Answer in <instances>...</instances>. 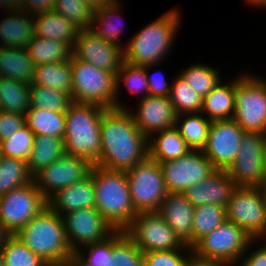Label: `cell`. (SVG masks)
<instances>
[{
    "label": "cell",
    "mask_w": 266,
    "mask_h": 266,
    "mask_svg": "<svg viewBox=\"0 0 266 266\" xmlns=\"http://www.w3.org/2000/svg\"><path fill=\"white\" fill-rule=\"evenodd\" d=\"M101 155L94 165L127 171L148 156V139L127 109H108L100 125Z\"/></svg>",
    "instance_id": "6da1fadb"
},
{
    "label": "cell",
    "mask_w": 266,
    "mask_h": 266,
    "mask_svg": "<svg viewBox=\"0 0 266 266\" xmlns=\"http://www.w3.org/2000/svg\"><path fill=\"white\" fill-rule=\"evenodd\" d=\"M91 173L96 210L115 230L125 231L138 213L131 201L126 171L93 165Z\"/></svg>",
    "instance_id": "7a4b0ae2"
},
{
    "label": "cell",
    "mask_w": 266,
    "mask_h": 266,
    "mask_svg": "<svg viewBox=\"0 0 266 266\" xmlns=\"http://www.w3.org/2000/svg\"><path fill=\"white\" fill-rule=\"evenodd\" d=\"M15 235L49 266H64L72 252L62 216L49 207Z\"/></svg>",
    "instance_id": "3957f363"
},
{
    "label": "cell",
    "mask_w": 266,
    "mask_h": 266,
    "mask_svg": "<svg viewBox=\"0 0 266 266\" xmlns=\"http://www.w3.org/2000/svg\"><path fill=\"white\" fill-rule=\"evenodd\" d=\"M179 9H171L141 29L124 45V61L135 65L163 62L180 27Z\"/></svg>",
    "instance_id": "277c9868"
},
{
    "label": "cell",
    "mask_w": 266,
    "mask_h": 266,
    "mask_svg": "<svg viewBox=\"0 0 266 266\" xmlns=\"http://www.w3.org/2000/svg\"><path fill=\"white\" fill-rule=\"evenodd\" d=\"M108 109L95 104L74 102L65 112V151L93 164L101 155L100 125Z\"/></svg>",
    "instance_id": "5b68a950"
},
{
    "label": "cell",
    "mask_w": 266,
    "mask_h": 266,
    "mask_svg": "<svg viewBox=\"0 0 266 266\" xmlns=\"http://www.w3.org/2000/svg\"><path fill=\"white\" fill-rule=\"evenodd\" d=\"M72 98L76 103L115 109L116 75L71 54Z\"/></svg>",
    "instance_id": "8992f818"
},
{
    "label": "cell",
    "mask_w": 266,
    "mask_h": 266,
    "mask_svg": "<svg viewBox=\"0 0 266 266\" xmlns=\"http://www.w3.org/2000/svg\"><path fill=\"white\" fill-rule=\"evenodd\" d=\"M258 78L237 76L233 119L244 131L266 134V79Z\"/></svg>",
    "instance_id": "52a82bcc"
},
{
    "label": "cell",
    "mask_w": 266,
    "mask_h": 266,
    "mask_svg": "<svg viewBox=\"0 0 266 266\" xmlns=\"http://www.w3.org/2000/svg\"><path fill=\"white\" fill-rule=\"evenodd\" d=\"M256 241L258 239H252L242 228L226 220L202 237L192 247V253L201 258L225 260L238 265L242 255Z\"/></svg>",
    "instance_id": "ba28073f"
},
{
    "label": "cell",
    "mask_w": 266,
    "mask_h": 266,
    "mask_svg": "<svg viewBox=\"0 0 266 266\" xmlns=\"http://www.w3.org/2000/svg\"><path fill=\"white\" fill-rule=\"evenodd\" d=\"M226 217L252 239L266 241V198L262 188L237 187L227 203Z\"/></svg>",
    "instance_id": "9c48e42d"
},
{
    "label": "cell",
    "mask_w": 266,
    "mask_h": 266,
    "mask_svg": "<svg viewBox=\"0 0 266 266\" xmlns=\"http://www.w3.org/2000/svg\"><path fill=\"white\" fill-rule=\"evenodd\" d=\"M126 175L134 209L157 211L168 194L161 164L147 156L127 170Z\"/></svg>",
    "instance_id": "30bf717a"
},
{
    "label": "cell",
    "mask_w": 266,
    "mask_h": 266,
    "mask_svg": "<svg viewBox=\"0 0 266 266\" xmlns=\"http://www.w3.org/2000/svg\"><path fill=\"white\" fill-rule=\"evenodd\" d=\"M46 207L47 199L32 181L0 196V221L15 235Z\"/></svg>",
    "instance_id": "8fae6325"
},
{
    "label": "cell",
    "mask_w": 266,
    "mask_h": 266,
    "mask_svg": "<svg viewBox=\"0 0 266 266\" xmlns=\"http://www.w3.org/2000/svg\"><path fill=\"white\" fill-rule=\"evenodd\" d=\"M125 233L143 252L181 250L185 244L157 211H141Z\"/></svg>",
    "instance_id": "7c38bea8"
},
{
    "label": "cell",
    "mask_w": 266,
    "mask_h": 266,
    "mask_svg": "<svg viewBox=\"0 0 266 266\" xmlns=\"http://www.w3.org/2000/svg\"><path fill=\"white\" fill-rule=\"evenodd\" d=\"M266 134L245 131L235 160L226 170L237 187H262Z\"/></svg>",
    "instance_id": "4fadbf2b"
},
{
    "label": "cell",
    "mask_w": 266,
    "mask_h": 266,
    "mask_svg": "<svg viewBox=\"0 0 266 266\" xmlns=\"http://www.w3.org/2000/svg\"><path fill=\"white\" fill-rule=\"evenodd\" d=\"M168 193H183L211 176L216 169L202 150H191L178 159L160 163Z\"/></svg>",
    "instance_id": "5bb4252c"
},
{
    "label": "cell",
    "mask_w": 266,
    "mask_h": 266,
    "mask_svg": "<svg viewBox=\"0 0 266 266\" xmlns=\"http://www.w3.org/2000/svg\"><path fill=\"white\" fill-rule=\"evenodd\" d=\"M93 163L85 158L65 153L33 176L38 190L48 200L57 191L88 177Z\"/></svg>",
    "instance_id": "9a60e30c"
},
{
    "label": "cell",
    "mask_w": 266,
    "mask_h": 266,
    "mask_svg": "<svg viewBox=\"0 0 266 266\" xmlns=\"http://www.w3.org/2000/svg\"><path fill=\"white\" fill-rule=\"evenodd\" d=\"M62 218L72 251H79L83 246L101 242L116 231L96 208L74 210L64 214Z\"/></svg>",
    "instance_id": "2e32d148"
},
{
    "label": "cell",
    "mask_w": 266,
    "mask_h": 266,
    "mask_svg": "<svg viewBox=\"0 0 266 266\" xmlns=\"http://www.w3.org/2000/svg\"><path fill=\"white\" fill-rule=\"evenodd\" d=\"M244 132L234 119L211 121L202 151L216 170H227L233 163Z\"/></svg>",
    "instance_id": "e0dca14e"
},
{
    "label": "cell",
    "mask_w": 266,
    "mask_h": 266,
    "mask_svg": "<svg viewBox=\"0 0 266 266\" xmlns=\"http://www.w3.org/2000/svg\"><path fill=\"white\" fill-rule=\"evenodd\" d=\"M72 54L91 65L113 72L124 62V48L97 36L91 29H80Z\"/></svg>",
    "instance_id": "ac0fdd59"
},
{
    "label": "cell",
    "mask_w": 266,
    "mask_h": 266,
    "mask_svg": "<svg viewBox=\"0 0 266 266\" xmlns=\"http://www.w3.org/2000/svg\"><path fill=\"white\" fill-rule=\"evenodd\" d=\"M136 112L127 110L133 117L134 123L148 139L154 133L175 127L176 112L169 96H151L139 100Z\"/></svg>",
    "instance_id": "d6986e66"
},
{
    "label": "cell",
    "mask_w": 266,
    "mask_h": 266,
    "mask_svg": "<svg viewBox=\"0 0 266 266\" xmlns=\"http://www.w3.org/2000/svg\"><path fill=\"white\" fill-rule=\"evenodd\" d=\"M236 188L235 181L226 170H216L206 180L188 187L183 194L194 207L205 204L226 207Z\"/></svg>",
    "instance_id": "ffe728a7"
},
{
    "label": "cell",
    "mask_w": 266,
    "mask_h": 266,
    "mask_svg": "<svg viewBox=\"0 0 266 266\" xmlns=\"http://www.w3.org/2000/svg\"><path fill=\"white\" fill-rule=\"evenodd\" d=\"M157 212L179 239L188 247H193L194 206L183 193H168Z\"/></svg>",
    "instance_id": "44dd1931"
},
{
    "label": "cell",
    "mask_w": 266,
    "mask_h": 266,
    "mask_svg": "<svg viewBox=\"0 0 266 266\" xmlns=\"http://www.w3.org/2000/svg\"><path fill=\"white\" fill-rule=\"evenodd\" d=\"M47 202L48 207L60 216L74 210L95 208L92 173L85 179L57 191Z\"/></svg>",
    "instance_id": "7402d4cb"
},
{
    "label": "cell",
    "mask_w": 266,
    "mask_h": 266,
    "mask_svg": "<svg viewBox=\"0 0 266 266\" xmlns=\"http://www.w3.org/2000/svg\"><path fill=\"white\" fill-rule=\"evenodd\" d=\"M7 13L0 21V46L25 49L36 35L33 14L24 10Z\"/></svg>",
    "instance_id": "603a6c76"
},
{
    "label": "cell",
    "mask_w": 266,
    "mask_h": 266,
    "mask_svg": "<svg viewBox=\"0 0 266 266\" xmlns=\"http://www.w3.org/2000/svg\"><path fill=\"white\" fill-rule=\"evenodd\" d=\"M36 36L62 41L74 47L80 29L55 11L33 14Z\"/></svg>",
    "instance_id": "cb8c5ba5"
},
{
    "label": "cell",
    "mask_w": 266,
    "mask_h": 266,
    "mask_svg": "<svg viewBox=\"0 0 266 266\" xmlns=\"http://www.w3.org/2000/svg\"><path fill=\"white\" fill-rule=\"evenodd\" d=\"M228 83L220 81L203 98L201 113L210 121L233 119L235 114L236 78Z\"/></svg>",
    "instance_id": "d4e9b609"
},
{
    "label": "cell",
    "mask_w": 266,
    "mask_h": 266,
    "mask_svg": "<svg viewBox=\"0 0 266 266\" xmlns=\"http://www.w3.org/2000/svg\"><path fill=\"white\" fill-rule=\"evenodd\" d=\"M189 151L191 148L175 127L161 130L148 138V156L158 163L178 159Z\"/></svg>",
    "instance_id": "484cf974"
},
{
    "label": "cell",
    "mask_w": 266,
    "mask_h": 266,
    "mask_svg": "<svg viewBox=\"0 0 266 266\" xmlns=\"http://www.w3.org/2000/svg\"><path fill=\"white\" fill-rule=\"evenodd\" d=\"M36 65L26 49L0 46V76L31 84Z\"/></svg>",
    "instance_id": "4316f807"
},
{
    "label": "cell",
    "mask_w": 266,
    "mask_h": 266,
    "mask_svg": "<svg viewBox=\"0 0 266 266\" xmlns=\"http://www.w3.org/2000/svg\"><path fill=\"white\" fill-rule=\"evenodd\" d=\"M66 153L64 138L35 135L28 169L32 176Z\"/></svg>",
    "instance_id": "83f0119b"
},
{
    "label": "cell",
    "mask_w": 266,
    "mask_h": 266,
    "mask_svg": "<svg viewBox=\"0 0 266 266\" xmlns=\"http://www.w3.org/2000/svg\"><path fill=\"white\" fill-rule=\"evenodd\" d=\"M31 84L66 91L72 95L71 57L68 61L36 66Z\"/></svg>",
    "instance_id": "f1b7e54d"
},
{
    "label": "cell",
    "mask_w": 266,
    "mask_h": 266,
    "mask_svg": "<svg viewBox=\"0 0 266 266\" xmlns=\"http://www.w3.org/2000/svg\"><path fill=\"white\" fill-rule=\"evenodd\" d=\"M202 115L200 112L176 116L175 128L191 150H202L207 143L211 121Z\"/></svg>",
    "instance_id": "f546056e"
},
{
    "label": "cell",
    "mask_w": 266,
    "mask_h": 266,
    "mask_svg": "<svg viewBox=\"0 0 266 266\" xmlns=\"http://www.w3.org/2000/svg\"><path fill=\"white\" fill-rule=\"evenodd\" d=\"M30 107V84L0 76V110L25 115Z\"/></svg>",
    "instance_id": "4dcf8cb0"
},
{
    "label": "cell",
    "mask_w": 266,
    "mask_h": 266,
    "mask_svg": "<svg viewBox=\"0 0 266 266\" xmlns=\"http://www.w3.org/2000/svg\"><path fill=\"white\" fill-rule=\"evenodd\" d=\"M120 2V0H115L101 9L94 11L90 29L102 39L118 44L124 48L120 39V34L123 32L122 27L121 25L119 27L118 24H115V20L118 21L117 19L120 18V15L118 14L122 12Z\"/></svg>",
    "instance_id": "1f68e13d"
},
{
    "label": "cell",
    "mask_w": 266,
    "mask_h": 266,
    "mask_svg": "<svg viewBox=\"0 0 266 266\" xmlns=\"http://www.w3.org/2000/svg\"><path fill=\"white\" fill-rule=\"evenodd\" d=\"M36 66L68 61L72 48L62 41L34 36L25 48Z\"/></svg>",
    "instance_id": "d6a6232c"
},
{
    "label": "cell",
    "mask_w": 266,
    "mask_h": 266,
    "mask_svg": "<svg viewBox=\"0 0 266 266\" xmlns=\"http://www.w3.org/2000/svg\"><path fill=\"white\" fill-rule=\"evenodd\" d=\"M25 124L34 135H48L64 138L65 113L30 108L25 113Z\"/></svg>",
    "instance_id": "836d02e7"
},
{
    "label": "cell",
    "mask_w": 266,
    "mask_h": 266,
    "mask_svg": "<svg viewBox=\"0 0 266 266\" xmlns=\"http://www.w3.org/2000/svg\"><path fill=\"white\" fill-rule=\"evenodd\" d=\"M115 83V109H127L124 103H122V101L120 102L118 98V94L121 89L120 83L125 84V86L128 87L127 91L132 93V96L140 94L141 97H138L140 100L149 95L145 66L135 65L124 61L120 69L116 72Z\"/></svg>",
    "instance_id": "e575fe53"
},
{
    "label": "cell",
    "mask_w": 266,
    "mask_h": 266,
    "mask_svg": "<svg viewBox=\"0 0 266 266\" xmlns=\"http://www.w3.org/2000/svg\"><path fill=\"white\" fill-rule=\"evenodd\" d=\"M33 181L25 160L2 156L0 159V196Z\"/></svg>",
    "instance_id": "d590c367"
},
{
    "label": "cell",
    "mask_w": 266,
    "mask_h": 266,
    "mask_svg": "<svg viewBox=\"0 0 266 266\" xmlns=\"http://www.w3.org/2000/svg\"><path fill=\"white\" fill-rule=\"evenodd\" d=\"M179 75L203 99L220 83L218 68L210 65L195 63L182 70Z\"/></svg>",
    "instance_id": "8d00e7d4"
},
{
    "label": "cell",
    "mask_w": 266,
    "mask_h": 266,
    "mask_svg": "<svg viewBox=\"0 0 266 266\" xmlns=\"http://www.w3.org/2000/svg\"><path fill=\"white\" fill-rule=\"evenodd\" d=\"M73 103L69 92L30 84V108L65 113Z\"/></svg>",
    "instance_id": "74e56055"
},
{
    "label": "cell",
    "mask_w": 266,
    "mask_h": 266,
    "mask_svg": "<svg viewBox=\"0 0 266 266\" xmlns=\"http://www.w3.org/2000/svg\"><path fill=\"white\" fill-rule=\"evenodd\" d=\"M226 220V207L216 204L194 207L193 246Z\"/></svg>",
    "instance_id": "f35d334b"
},
{
    "label": "cell",
    "mask_w": 266,
    "mask_h": 266,
    "mask_svg": "<svg viewBox=\"0 0 266 266\" xmlns=\"http://www.w3.org/2000/svg\"><path fill=\"white\" fill-rule=\"evenodd\" d=\"M114 266H144L143 252L123 230L112 234Z\"/></svg>",
    "instance_id": "ab89813d"
},
{
    "label": "cell",
    "mask_w": 266,
    "mask_h": 266,
    "mask_svg": "<svg viewBox=\"0 0 266 266\" xmlns=\"http://www.w3.org/2000/svg\"><path fill=\"white\" fill-rule=\"evenodd\" d=\"M174 80L169 97L176 114L200 113L203 99L180 75Z\"/></svg>",
    "instance_id": "60d3db41"
},
{
    "label": "cell",
    "mask_w": 266,
    "mask_h": 266,
    "mask_svg": "<svg viewBox=\"0 0 266 266\" xmlns=\"http://www.w3.org/2000/svg\"><path fill=\"white\" fill-rule=\"evenodd\" d=\"M5 266H49L16 235H11L1 250Z\"/></svg>",
    "instance_id": "b9f144b4"
},
{
    "label": "cell",
    "mask_w": 266,
    "mask_h": 266,
    "mask_svg": "<svg viewBox=\"0 0 266 266\" xmlns=\"http://www.w3.org/2000/svg\"><path fill=\"white\" fill-rule=\"evenodd\" d=\"M34 133L24 124L15 134L1 141L2 154L28 162L31 156Z\"/></svg>",
    "instance_id": "7bdbcfd3"
},
{
    "label": "cell",
    "mask_w": 266,
    "mask_h": 266,
    "mask_svg": "<svg viewBox=\"0 0 266 266\" xmlns=\"http://www.w3.org/2000/svg\"><path fill=\"white\" fill-rule=\"evenodd\" d=\"M53 11L73 22L79 29H90L93 10L83 0H56Z\"/></svg>",
    "instance_id": "ee69618b"
},
{
    "label": "cell",
    "mask_w": 266,
    "mask_h": 266,
    "mask_svg": "<svg viewBox=\"0 0 266 266\" xmlns=\"http://www.w3.org/2000/svg\"><path fill=\"white\" fill-rule=\"evenodd\" d=\"M191 255L192 248L187 245L181 250L146 252L143 253L144 266H190Z\"/></svg>",
    "instance_id": "f6af8a7d"
},
{
    "label": "cell",
    "mask_w": 266,
    "mask_h": 266,
    "mask_svg": "<svg viewBox=\"0 0 266 266\" xmlns=\"http://www.w3.org/2000/svg\"><path fill=\"white\" fill-rule=\"evenodd\" d=\"M82 249L79 251L92 265L114 266L115 262L112 257V235L101 242L83 246Z\"/></svg>",
    "instance_id": "bcb514c9"
},
{
    "label": "cell",
    "mask_w": 266,
    "mask_h": 266,
    "mask_svg": "<svg viewBox=\"0 0 266 266\" xmlns=\"http://www.w3.org/2000/svg\"><path fill=\"white\" fill-rule=\"evenodd\" d=\"M25 124V115L0 110V141L15 134Z\"/></svg>",
    "instance_id": "7dc6e473"
},
{
    "label": "cell",
    "mask_w": 266,
    "mask_h": 266,
    "mask_svg": "<svg viewBox=\"0 0 266 266\" xmlns=\"http://www.w3.org/2000/svg\"><path fill=\"white\" fill-rule=\"evenodd\" d=\"M157 64H151L145 66V75L148 82V91L151 96H169L171 90V84H169L164 77V74L160 73V70L153 72L149 75L148 70L154 68ZM154 66V67H153Z\"/></svg>",
    "instance_id": "c3c4849f"
},
{
    "label": "cell",
    "mask_w": 266,
    "mask_h": 266,
    "mask_svg": "<svg viewBox=\"0 0 266 266\" xmlns=\"http://www.w3.org/2000/svg\"><path fill=\"white\" fill-rule=\"evenodd\" d=\"M247 252V254H245ZM242 255L239 266H266V243L252 252Z\"/></svg>",
    "instance_id": "681fc988"
},
{
    "label": "cell",
    "mask_w": 266,
    "mask_h": 266,
    "mask_svg": "<svg viewBox=\"0 0 266 266\" xmlns=\"http://www.w3.org/2000/svg\"><path fill=\"white\" fill-rule=\"evenodd\" d=\"M55 2L56 0H23V10L31 14L52 11Z\"/></svg>",
    "instance_id": "f907efd6"
},
{
    "label": "cell",
    "mask_w": 266,
    "mask_h": 266,
    "mask_svg": "<svg viewBox=\"0 0 266 266\" xmlns=\"http://www.w3.org/2000/svg\"><path fill=\"white\" fill-rule=\"evenodd\" d=\"M232 265L235 266L236 264L225 260L201 258L195 256L193 253L191 255L190 266H232Z\"/></svg>",
    "instance_id": "816d5d0a"
},
{
    "label": "cell",
    "mask_w": 266,
    "mask_h": 266,
    "mask_svg": "<svg viewBox=\"0 0 266 266\" xmlns=\"http://www.w3.org/2000/svg\"><path fill=\"white\" fill-rule=\"evenodd\" d=\"M64 266H94L80 251H72Z\"/></svg>",
    "instance_id": "f5cc1de1"
},
{
    "label": "cell",
    "mask_w": 266,
    "mask_h": 266,
    "mask_svg": "<svg viewBox=\"0 0 266 266\" xmlns=\"http://www.w3.org/2000/svg\"><path fill=\"white\" fill-rule=\"evenodd\" d=\"M0 6L7 12L23 10V0H0Z\"/></svg>",
    "instance_id": "db71d44e"
},
{
    "label": "cell",
    "mask_w": 266,
    "mask_h": 266,
    "mask_svg": "<svg viewBox=\"0 0 266 266\" xmlns=\"http://www.w3.org/2000/svg\"><path fill=\"white\" fill-rule=\"evenodd\" d=\"M83 1L86 2L93 11H97L98 9H101L105 5H108L114 2L115 0H83Z\"/></svg>",
    "instance_id": "11a10c76"
},
{
    "label": "cell",
    "mask_w": 266,
    "mask_h": 266,
    "mask_svg": "<svg viewBox=\"0 0 266 266\" xmlns=\"http://www.w3.org/2000/svg\"><path fill=\"white\" fill-rule=\"evenodd\" d=\"M12 234L4 227L3 223L0 221V253L5 245V242Z\"/></svg>",
    "instance_id": "9f6ffc18"
},
{
    "label": "cell",
    "mask_w": 266,
    "mask_h": 266,
    "mask_svg": "<svg viewBox=\"0 0 266 266\" xmlns=\"http://www.w3.org/2000/svg\"><path fill=\"white\" fill-rule=\"evenodd\" d=\"M245 2L253 7H266V0H245Z\"/></svg>",
    "instance_id": "6f0895ef"
},
{
    "label": "cell",
    "mask_w": 266,
    "mask_h": 266,
    "mask_svg": "<svg viewBox=\"0 0 266 266\" xmlns=\"http://www.w3.org/2000/svg\"><path fill=\"white\" fill-rule=\"evenodd\" d=\"M264 175H265V179H266V141L264 144Z\"/></svg>",
    "instance_id": "680465c9"
},
{
    "label": "cell",
    "mask_w": 266,
    "mask_h": 266,
    "mask_svg": "<svg viewBox=\"0 0 266 266\" xmlns=\"http://www.w3.org/2000/svg\"><path fill=\"white\" fill-rule=\"evenodd\" d=\"M261 188L263 189V192H264L265 198H266V179H265V182L263 183V186Z\"/></svg>",
    "instance_id": "91938a15"
},
{
    "label": "cell",
    "mask_w": 266,
    "mask_h": 266,
    "mask_svg": "<svg viewBox=\"0 0 266 266\" xmlns=\"http://www.w3.org/2000/svg\"><path fill=\"white\" fill-rule=\"evenodd\" d=\"M0 266H5V262H4V259L0 253Z\"/></svg>",
    "instance_id": "94428289"
},
{
    "label": "cell",
    "mask_w": 266,
    "mask_h": 266,
    "mask_svg": "<svg viewBox=\"0 0 266 266\" xmlns=\"http://www.w3.org/2000/svg\"><path fill=\"white\" fill-rule=\"evenodd\" d=\"M2 156H3V154H2V143L0 141V159H1Z\"/></svg>",
    "instance_id": "6125c7cd"
}]
</instances>
